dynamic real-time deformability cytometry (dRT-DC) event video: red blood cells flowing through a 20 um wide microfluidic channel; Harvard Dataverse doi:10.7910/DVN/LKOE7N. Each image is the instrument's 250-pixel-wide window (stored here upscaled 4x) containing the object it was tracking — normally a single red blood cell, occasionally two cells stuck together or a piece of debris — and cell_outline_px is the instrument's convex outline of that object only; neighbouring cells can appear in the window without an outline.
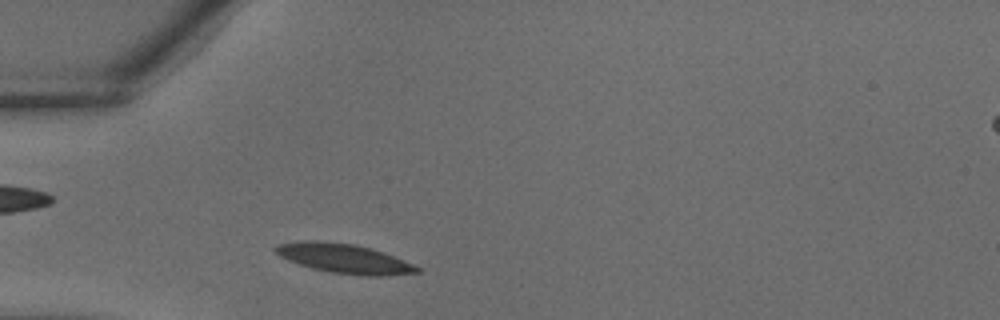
{"species": "common noctule bat (a hibernating species)", "species_latin": "Nyctalus noctula", "temperature_condition": "warm", "stored_images_in_passage": 28, "camera_frame_rate_fps": 3000, "um_per_image_px": 0.085, "animal": {"sex": "male", "body_mass_g": 18.8}, "frame": {"image": 1, "passage_image": 2, "time_ms": 0.333, "image_size_px": [1000, 320], "cell_outline_px": [[420, 272], [380, 276], [368, 276], [332, 272], [312, 268], [288, 260], [280, 256], [272, 248], [276, 244], [304, 240], [320, 240], [352, 244], [384, 252], [412, 264], [420, 268]], "centroid_in_image_um": [29.2, 21.96], "position_along_channel_um": 55.8, "area_um2": 23.99}}
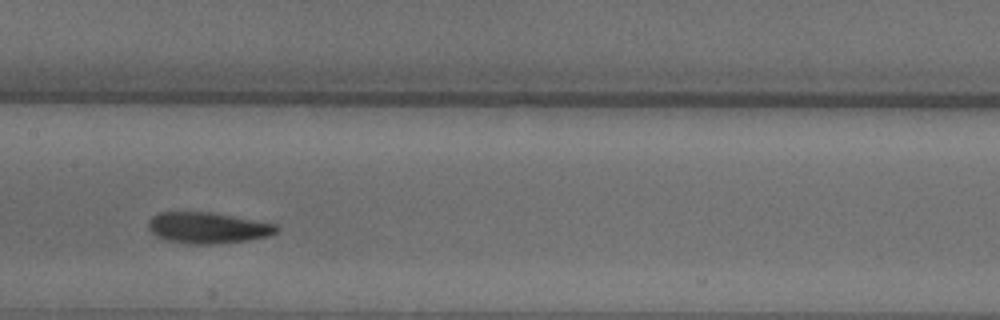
{"frame": {"image": 2, "passage_image": 10, "time_ms": 3.0, "image_size_px": [1000, 320], "cell_outline_px": [[280, 228], [276, 232], [268, 236], [248, 240], [212, 244], [188, 244], [164, 240], [156, 236], [148, 228], [148, 220], [152, 216], [160, 212], [208, 212], [276, 224]], "centroid_in_image_um": [17.61, 19.37], "position_along_channel_um": 189.8, "area_um2": 23.12}}
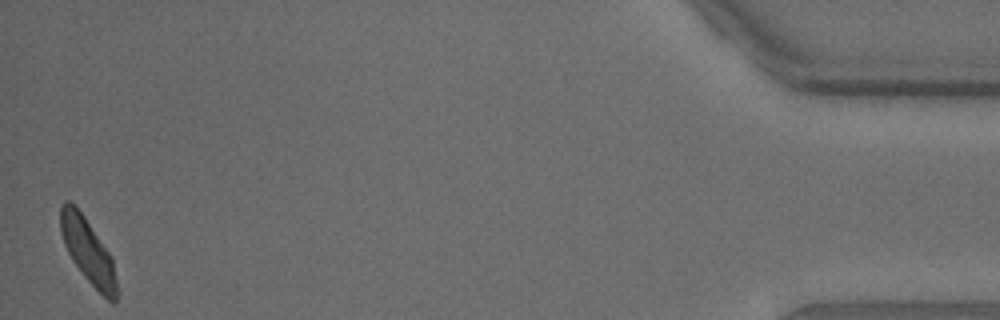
{"frame": {"image": 3, "passage_image": 28, "time_ms": 9.0, "image_size_px": [1000, 320], "cell_outline_px": [[120, 292], [116, 300], [112, 304], [84, 276], [72, 260], [64, 244], [60, 232], [60, 204], [64, 200], [68, 200], [84, 216], [112, 256]], "centroid_in_image_um": [7.51, 21.37], "position_along_channel_um": 427.7, "area_um2": 21.39}}